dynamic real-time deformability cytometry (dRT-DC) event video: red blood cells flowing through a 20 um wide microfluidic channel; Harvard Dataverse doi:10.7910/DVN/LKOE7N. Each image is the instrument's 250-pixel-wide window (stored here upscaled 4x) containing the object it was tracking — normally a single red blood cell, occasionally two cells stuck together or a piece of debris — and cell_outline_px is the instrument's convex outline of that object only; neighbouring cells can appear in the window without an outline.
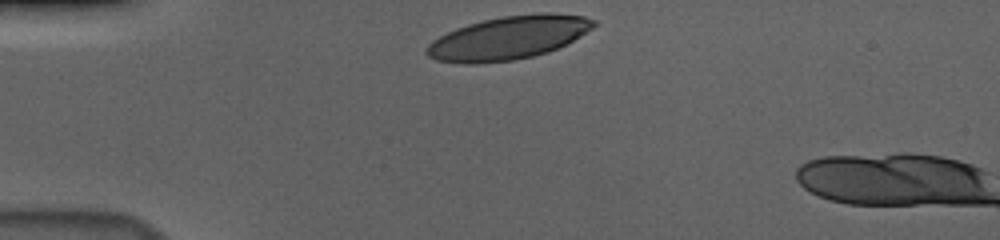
{"species": "human", "species_latin": "Homo sapiens", "temperature_condition": "cold", "stored_images_in_passage": 3, "camera_frame_rate_fps": 3000, "um_per_image_px": 0.085, "donor": {"sex": "male"}, "frame": {"image": 1, "passage_image": 1, "time_ms": 0.0, "image_size_px": [1000, 240], "cell_outline_px": [[596, 24], [592, 28], [572, 40], [548, 52], [532, 56], [512, 60], [476, 64], [464, 64], [436, 60], [428, 56], [424, 52], [424, 48], [432, 40], [456, 28], [468, 24], [484, 20], [504, 16], [540, 12], [548, 12], [584, 16], [596, 20]], "centroid_in_image_um": [43.17, 3.21], "position_along_channel_um": 41.8, "area_um2": 42.02}}